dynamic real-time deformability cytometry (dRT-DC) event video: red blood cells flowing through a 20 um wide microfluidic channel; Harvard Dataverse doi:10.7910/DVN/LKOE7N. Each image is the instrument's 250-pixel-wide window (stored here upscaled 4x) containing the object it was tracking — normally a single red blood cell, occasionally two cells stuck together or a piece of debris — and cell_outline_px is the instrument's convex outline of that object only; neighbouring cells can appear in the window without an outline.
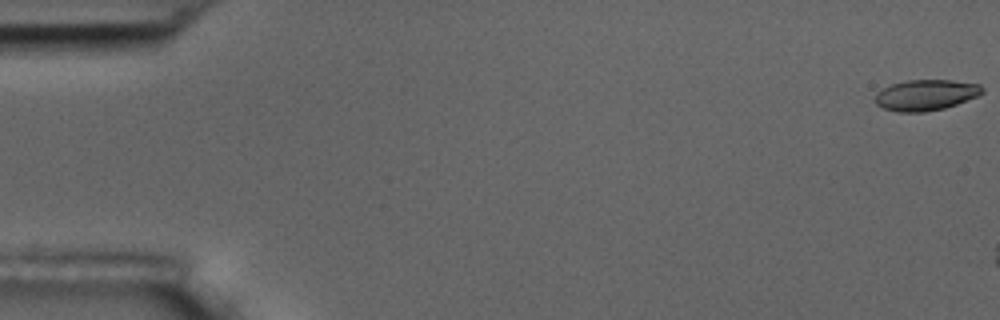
{"species": "common noctule bat (a hibernating species)", "species_latin": "Nyctalus noctula", "temperature_condition": "room temperature", "stored_images_in_passage": 4, "camera_frame_rate_fps": 3000, "um_per_image_px": 0.085, "animal": {"sex": "male", "body_mass_g": 17.5, "forearm_length_mm": 52.3}, "frame": {"image": 1, "passage_image": 1, "time_ms": 0.0, "image_size_px": [1000, 320], "cell_outline_px": [[984, 92], [976, 96], [956, 104], [944, 108], [924, 112], [896, 112], [884, 108], [876, 104], [876, 92], [892, 84], [908, 80], [952, 80], [980, 84], [984, 88]], "centroid_in_image_um": [78.7, 8.07], "position_along_channel_um": 6.3, "area_um2": 19.13}}